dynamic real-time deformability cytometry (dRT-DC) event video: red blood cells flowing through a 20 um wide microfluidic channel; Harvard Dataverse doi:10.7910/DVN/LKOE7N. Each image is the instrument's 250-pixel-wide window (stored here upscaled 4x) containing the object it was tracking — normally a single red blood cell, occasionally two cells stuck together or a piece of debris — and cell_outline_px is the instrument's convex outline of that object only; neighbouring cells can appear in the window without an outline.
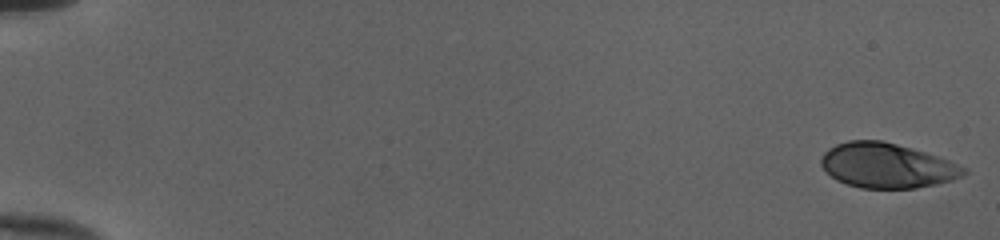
{"species": "human", "species_latin": "Homo sapiens", "temperature_condition": "cold", "stored_images_in_passage": 52, "camera_frame_rate_fps": 3000, "um_per_image_px": 0.085, "donor": {"sex": "female"}, "frame": {"image": 1, "passage_image": 1, "time_ms": 0.0, "image_size_px": [1000, 240], "cell_outline_px": [[968, 172], [964, 176], [952, 180], [936, 184], [916, 188], [860, 188], [836, 180], [820, 164], [820, 160], [824, 152], [828, 148], [836, 144], [848, 140], [880, 140], [912, 148], [948, 160], [968, 168]], "centroid_in_image_um": [75.4, 14.07], "position_along_channel_um": 9.6, "area_um2": 37.22}}
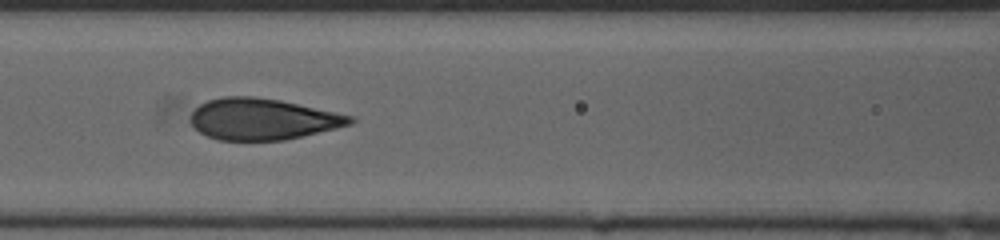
{"frame": {"image": 2, "passage_image": 25, "time_ms": 8.0, "image_size_px": [1000, 240], "cell_outline_px": [[356, 120], [352, 124], [336, 128], [284, 140], [220, 140], [208, 136], [200, 132], [192, 124], [192, 112], [200, 104], [208, 100], [224, 96], [256, 96], [280, 100], [356, 116]], "centroid_in_image_um": [22.36, 10.11], "position_along_channel_um": 144.2, "area_um2": 38.32}}
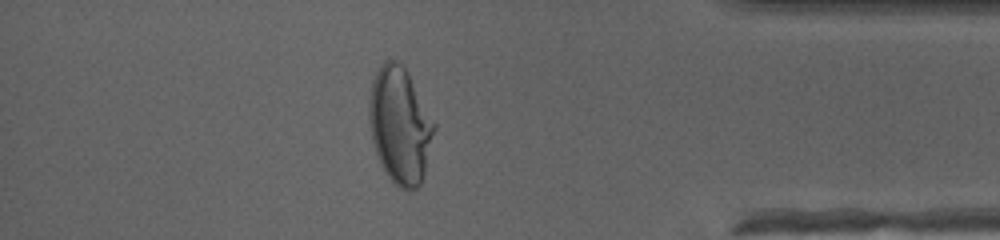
{"frame": {"image": 3, "passage_image": 46, "time_ms": 15.0, "image_size_px": [1000, 240], "cell_outline_px": [[436, 128], [424, 172], [420, 184], [416, 188], [400, 188], [388, 176], [380, 164], [372, 140], [368, 120], [368, 100], [372, 80], [380, 64], [384, 60], [396, 60], [408, 72], [436, 124]], "centroid_in_image_um": [33.97, 10.61], "position_along_channel_um": 401.2, "area_um2": 44.1}, "authors_computed_cell_mechanics": {"area_um2": 38.5815, "velocity_mm_per_s": 4.0264, "shape_relaxation_time_tau1_ms": 5.0952, "shape_relaxation_time_tau2_ms": null, "deformation_change_tau1": 0.2056, "deformation_change_tau2": null}}